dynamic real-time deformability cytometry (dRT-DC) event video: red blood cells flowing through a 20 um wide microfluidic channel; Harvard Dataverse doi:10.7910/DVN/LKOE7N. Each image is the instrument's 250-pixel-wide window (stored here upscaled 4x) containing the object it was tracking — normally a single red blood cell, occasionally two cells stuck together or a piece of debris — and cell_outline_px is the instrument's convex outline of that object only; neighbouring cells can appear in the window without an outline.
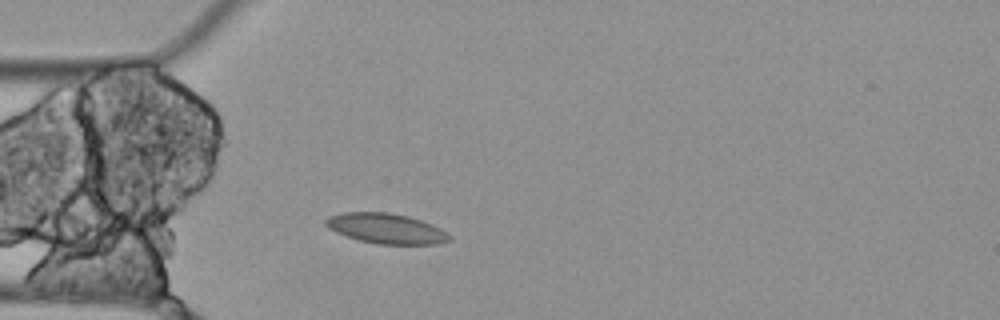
{"species": "Egyptian fruit bat (a non-hibernating species)", "species_latin": "Rousettus aegyptiacus", "temperature_condition": "cold", "stored_images_in_passage": 3, "camera_frame_rate_fps": 3000, "um_per_image_px": 0.085, "animal": {"sex": "female"}, "frame": {"image": 1, "passage_image": 3, "time_ms": 0.667, "image_size_px": [1000, 320], "cell_outline_px": [[452, 240], [436, 244], [376, 244], [360, 240], [336, 232], [328, 228], [324, 224], [324, 220], [328, 216], [344, 212], [388, 212], [408, 216], [432, 224], [440, 228], [452, 236]], "centroid_in_image_um": [32.82, 19.42], "position_along_channel_um": 52.2, "area_um2": 21.79}}